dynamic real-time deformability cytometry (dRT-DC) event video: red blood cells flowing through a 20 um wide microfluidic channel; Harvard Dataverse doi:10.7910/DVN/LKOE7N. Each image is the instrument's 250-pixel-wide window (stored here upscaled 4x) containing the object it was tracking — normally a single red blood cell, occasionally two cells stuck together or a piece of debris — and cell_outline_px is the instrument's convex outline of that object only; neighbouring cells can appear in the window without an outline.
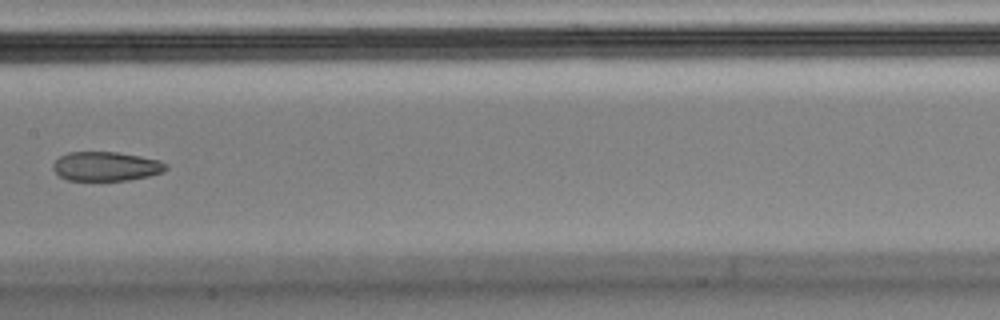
{"species": "Egyptian fruit bat (a non-hibernating species)", "species_latin": "Rousettus aegyptiacus", "temperature_condition": "cold", "stored_images_in_passage": 9, "camera_frame_rate_fps": 3000, "um_per_image_px": 0.085, "animal": {"sex": "male"}, "frame": {"image": 1, "passage_image": 7, "time_ms": 2.0, "image_size_px": [1000, 320], "cell_outline_px": [[168, 168], [164, 172], [148, 176], [128, 180], [68, 180], [60, 176], [52, 168], [52, 164], [60, 156], [68, 152], [116, 152], [140, 156], [160, 160], [168, 164]], "centroid_in_image_um": [9.04, 14.13], "position_along_channel_um": 198.4, "area_um2": 19.25}}